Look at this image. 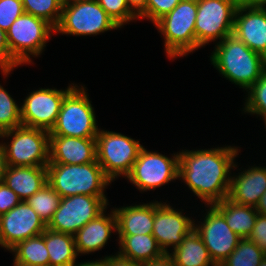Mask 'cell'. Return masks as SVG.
<instances>
[{"instance_id": "cell-1", "label": "cell", "mask_w": 266, "mask_h": 266, "mask_svg": "<svg viewBox=\"0 0 266 266\" xmlns=\"http://www.w3.org/2000/svg\"><path fill=\"white\" fill-rule=\"evenodd\" d=\"M238 147H218L179 152L178 178L206 205H213L228 197L231 169Z\"/></svg>"}, {"instance_id": "cell-2", "label": "cell", "mask_w": 266, "mask_h": 266, "mask_svg": "<svg viewBox=\"0 0 266 266\" xmlns=\"http://www.w3.org/2000/svg\"><path fill=\"white\" fill-rule=\"evenodd\" d=\"M212 65L233 84L248 90L266 70V59L230 34L215 45Z\"/></svg>"}, {"instance_id": "cell-3", "label": "cell", "mask_w": 266, "mask_h": 266, "mask_svg": "<svg viewBox=\"0 0 266 266\" xmlns=\"http://www.w3.org/2000/svg\"><path fill=\"white\" fill-rule=\"evenodd\" d=\"M47 183L60 195L106 196L105 188L112 182L97 161L86 164L47 165Z\"/></svg>"}, {"instance_id": "cell-4", "label": "cell", "mask_w": 266, "mask_h": 266, "mask_svg": "<svg viewBox=\"0 0 266 266\" xmlns=\"http://www.w3.org/2000/svg\"><path fill=\"white\" fill-rule=\"evenodd\" d=\"M197 0H182L154 25L164 36V48L170 59L186 56L197 50L195 21Z\"/></svg>"}, {"instance_id": "cell-5", "label": "cell", "mask_w": 266, "mask_h": 266, "mask_svg": "<svg viewBox=\"0 0 266 266\" xmlns=\"http://www.w3.org/2000/svg\"><path fill=\"white\" fill-rule=\"evenodd\" d=\"M52 32L55 33V28L41 18L25 12L18 17L6 32L10 70L18 65L32 63L30 55H41Z\"/></svg>"}, {"instance_id": "cell-6", "label": "cell", "mask_w": 266, "mask_h": 266, "mask_svg": "<svg viewBox=\"0 0 266 266\" xmlns=\"http://www.w3.org/2000/svg\"><path fill=\"white\" fill-rule=\"evenodd\" d=\"M9 137L10 143H0L7 166L34 167L49 164L48 131L21 125L0 133V138Z\"/></svg>"}, {"instance_id": "cell-7", "label": "cell", "mask_w": 266, "mask_h": 266, "mask_svg": "<svg viewBox=\"0 0 266 266\" xmlns=\"http://www.w3.org/2000/svg\"><path fill=\"white\" fill-rule=\"evenodd\" d=\"M85 88L75 85L64 97L50 136L96 138L99 128Z\"/></svg>"}, {"instance_id": "cell-8", "label": "cell", "mask_w": 266, "mask_h": 266, "mask_svg": "<svg viewBox=\"0 0 266 266\" xmlns=\"http://www.w3.org/2000/svg\"><path fill=\"white\" fill-rule=\"evenodd\" d=\"M143 146L139 141L113 131L99 130L96 136L97 162L114 181L127 177Z\"/></svg>"}, {"instance_id": "cell-9", "label": "cell", "mask_w": 266, "mask_h": 266, "mask_svg": "<svg viewBox=\"0 0 266 266\" xmlns=\"http://www.w3.org/2000/svg\"><path fill=\"white\" fill-rule=\"evenodd\" d=\"M118 28L97 0H81L63 5L55 33L90 36Z\"/></svg>"}, {"instance_id": "cell-10", "label": "cell", "mask_w": 266, "mask_h": 266, "mask_svg": "<svg viewBox=\"0 0 266 266\" xmlns=\"http://www.w3.org/2000/svg\"><path fill=\"white\" fill-rule=\"evenodd\" d=\"M241 0H197L195 32L197 49L233 33L234 17Z\"/></svg>"}, {"instance_id": "cell-11", "label": "cell", "mask_w": 266, "mask_h": 266, "mask_svg": "<svg viewBox=\"0 0 266 266\" xmlns=\"http://www.w3.org/2000/svg\"><path fill=\"white\" fill-rule=\"evenodd\" d=\"M107 205L106 196L79 194L61 197L59 207L47 224V228L74 235L89 221L107 209Z\"/></svg>"}, {"instance_id": "cell-12", "label": "cell", "mask_w": 266, "mask_h": 266, "mask_svg": "<svg viewBox=\"0 0 266 266\" xmlns=\"http://www.w3.org/2000/svg\"><path fill=\"white\" fill-rule=\"evenodd\" d=\"M169 158L157 152L141 148L132 170L126 177L140 191L159 188L178 179L179 153Z\"/></svg>"}, {"instance_id": "cell-13", "label": "cell", "mask_w": 266, "mask_h": 266, "mask_svg": "<svg viewBox=\"0 0 266 266\" xmlns=\"http://www.w3.org/2000/svg\"><path fill=\"white\" fill-rule=\"evenodd\" d=\"M72 85L65 90L40 88L31 92L20 107L22 125L50 132L65 95L75 86Z\"/></svg>"}, {"instance_id": "cell-14", "label": "cell", "mask_w": 266, "mask_h": 266, "mask_svg": "<svg viewBox=\"0 0 266 266\" xmlns=\"http://www.w3.org/2000/svg\"><path fill=\"white\" fill-rule=\"evenodd\" d=\"M207 213L201 224H195L194 229L207 247L209 255L216 266L235 250L241 237L227 225L224 216L213 206H206Z\"/></svg>"}, {"instance_id": "cell-15", "label": "cell", "mask_w": 266, "mask_h": 266, "mask_svg": "<svg viewBox=\"0 0 266 266\" xmlns=\"http://www.w3.org/2000/svg\"><path fill=\"white\" fill-rule=\"evenodd\" d=\"M47 225L26 202L0 215V245L8 251L18 242L41 235Z\"/></svg>"}, {"instance_id": "cell-16", "label": "cell", "mask_w": 266, "mask_h": 266, "mask_svg": "<svg viewBox=\"0 0 266 266\" xmlns=\"http://www.w3.org/2000/svg\"><path fill=\"white\" fill-rule=\"evenodd\" d=\"M266 5L241 2L235 12L233 35L266 59Z\"/></svg>"}, {"instance_id": "cell-17", "label": "cell", "mask_w": 266, "mask_h": 266, "mask_svg": "<svg viewBox=\"0 0 266 266\" xmlns=\"http://www.w3.org/2000/svg\"><path fill=\"white\" fill-rule=\"evenodd\" d=\"M170 204L154 202V223L152 235L165 254L182 243L183 238L194 229V220L184 216Z\"/></svg>"}, {"instance_id": "cell-18", "label": "cell", "mask_w": 266, "mask_h": 266, "mask_svg": "<svg viewBox=\"0 0 266 266\" xmlns=\"http://www.w3.org/2000/svg\"><path fill=\"white\" fill-rule=\"evenodd\" d=\"M97 161L96 138L50 136L49 163L86 164Z\"/></svg>"}, {"instance_id": "cell-19", "label": "cell", "mask_w": 266, "mask_h": 266, "mask_svg": "<svg viewBox=\"0 0 266 266\" xmlns=\"http://www.w3.org/2000/svg\"><path fill=\"white\" fill-rule=\"evenodd\" d=\"M266 191V167L253 166L231 176L228 199L232 202L255 207Z\"/></svg>"}, {"instance_id": "cell-20", "label": "cell", "mask_w": 266, "mask_h": 266, "mask_svg": "<svg viewBox=\"0 0 266 266\" xmlns=\"http://www.w3.org/2000/svg\"><path fill=\"white\" fill-rule=\"evenodd\" d=\"M104 213L106 209L74 234L78 255L102 250L112 231H117L114 211L112 210L108 215Z\"/></svg>"}, {"instance_id": "cell-21", "label": "cell", "mask_w": 266, "mask_h": 266, "mask_svg": "<svg viewBox=\"0 0 266 266\" xmlns=\"http://www.w3.org/2000/svg\"><path fill=\"white\" fill-rule=\"evenodd\" d=\"M118 235L152 234L154 201L150 203L113 209Z\"/></svg>"}, {"instance_id": "cell-22", "label": "cell", "mask_w": 266, "mask_h": 266, "mask_svg": "<svg viewBox=\"0 0 266 266\" xmlns=\"http://www.w3.org/2000/svg\"><path fill=\"white\" fill-rule=\"evenodd\" d=\"M46 167L7 166L4 183L25 201L47 184Z\"/></svg>"}, {"instance_id": "cell-23", "label": "cell", "mask_w": 266, "mask_h": 266, "mask_svg": "<svg viewBox=\"0 0 266 266\" xmlns=\"http://www.w3.org/2000/svg\"><path fill=\"white\" fill-rule=\"evenodd\" d=\"M168 253L175 266H216L212 261L207 247L195 229L191 230L182 243Z\"/></svg>"}, {"instance_id": "cell-24", "label": "cell", "mask_w": 266, "mask_h": 266, "mask_svg": "<svg viewBox=\"0 0 266 266\" xmlns=\"http://www.w3.org/2000/svg\"><path fill=\"white\" fill-rule=\"evenodd\" d=\"M118 237L120 251L117 253L130 260L146 263L165 254L152 234L119 235Z\"/></svg>"}, {"instance_id": "cell-25", "label": "cell", "mask_w": 266, "mask_h": 266, "mask_svg": "<svg viewBox=\"0 0 266 266\" xmlns=\"http://www.w3.org/2000/svg\"><path fill=\"white\" fill-rule=\"evenodd\" d=\"M224 216L227 225L241 238H248L258 215L255 207L241 205L228 198L213 204Z\"/></svg>"}, {"instance_id": "cell-26", "label": "cell", "mask_w": 266, "mask_h": 266, "mask_svg": "<svg viewBox=\"0 0 266 266\" xmlns=\"http://www.w3.org/2000/svg\"><path fill=\"white\" fill-rule=\"evenodd\" d=\"M49 254V266H73L78 256L74 235L46 228L42 233Z\"/></svg>"}, {"instance_id": "cell-27", "label": "cell", "mask_w": 266, "mask_h": 266, "mask_svg": "<svg viewBox=\"0 0 266 266\" xmlns=\"http://www.w3.org/2000/svg\"><path fill=\"white\" fill-rule=\"evenodd\" d=\"M9 251L15 254V261L34 266H49V254L42 234L18 242Z\"/></svg>"}, {"instance_id": "cell-28", "label": "cell", "mask_w": 266, "mask_h": 266, "mask_svg": "<svg viewBox=\"0 0 266 266\" xmlns=\"http://www.w3.org/2000/svg\"><path fill=\"white\" fill-rule=\"evenodd\" d=\"M265 257V251L248 238H241L235 250L220 266H258Z\"/></svg>"}, {"instance_id": "cell-29", "label": "cell", "mask_w": 266, "mask_h": 266, "mask_svg": "<svg viewBox=\"0 0 266 266\" xmlns=\"http://www.w3.org/2000/svg\"><path fill=\"white\" fill-rule=\"evenodd\" d=\"M60 195L47 183L25 200L47 225L60 204Z\"/></svg>"}, {"instance_id": "cell-30", "label": "cell", "mask_w": 266, "mask_h": 266, "mask_svg": "<svg viewBox=\"0 0 266 266\" xmlns=\"http://www.w3.org/2000/svg\"><path fill=\"white\" fill-rule=\"evenodd\" d=\"M25 13L41 18L56 28L60 22L61 0H21Z\"/></svg>"}, {"instance_id": "cell-31", "label": "cell", "mask_w": 266, "mask_h": 266, "mask_svg": "<svg viewBox=\"0 0 266 266\" xmlns=\"http://www.w3.org/2000/svg\"><path fill=\"white\" fill-rule=\"evenodd\" d=\"M22 125L21 109L0 85V133Z\"/></svg>"}, {"instance_id": "cell-32", "label": "cell", "mask_w": 266, "mask_h": 266, "mask_svg": "<svg viewBox=\"0 0 266 266\" xmlns=\"http://www.w3.org/2000/svg\"><path fill=\"white\" fill-rule=\"evenodd\" d=\"M244 113L256 114L263 119L266 118V70L261 77L248 90Z\"/></svg>"}, {"instance_id": "cell-33", "label": "cell", "mask_w": 266, "mask_h": 266, "mask_svg": "<svg viewBox=\"0 0 266 266\" xmlns=\"http://www.w3.org/2000/svg\"><path fill=\"white\" fill-rule=\"evenodd\" d=\"M97 2L120 28L138 19V16L130 9L127 0H97Z\"/></svg>"}, {"instance_id": "cell-34", "label": "cell", "mask_w": 266, "mask_h": 266, "mask_svg": "<svg viewBox=\"0 0 266 266\" xmlns=\"http://www.w3.org/2000/svg\"><path fill=\"white\" fill-rule=\"evenodd\" d=\"M182 0H148L147 8L138 18L148 19L155 24L166 14L170 13Z\"/></svg>"}, {"instance_id": "cell-35", "label": "cell", "mask_w": 266, "mask_h": 266, "mask_svg": "<svg viewBox=\"0 0 266 266\" xmlns=\"http://www.w3.org/2000/svg\"><path fill=\"white\" fill-rule=\"evenodd\" d=\"M23 13L21 0H0V28L7 32Z\"/></svg>"}, {"instance_id": "cell-36", "label": "cell", "mask_w": 266, "mask_h": 266, "mask_svg": "<svg viewBox=\"0 0 266 266\" xmlns=\"http://www.w3.org/2000/svg\"><path fill=\"white\" fill-rule=\"evenodd\" d=\"M22 200L4 182L0 184V215L7 213Z\"/></svg>"}, {"instance_id": "cell-37", "label": "cell", "mask_w": 266, "mask_h": 266, "mask_svg": "<svg viewBox=\"0 0 266 266\" xmlns=\"http://www.w3.org/2000/svg\"><path fill=\"white\" fill-rule=\"evenodd\" d=\"M248 239L256 243L262 250H266V216L257 215L255 225Z\"/></svg>"}, {"instance_id": "cell-38", "label": "cell", "mask_w": 266, "mask_h": 266, "mask_svg": "<svg viewBox=\"0 0 266 266\" xmlns=\"http://www.w3.org/2000/svg\"><path fill=\"white\" fill-rule=\"evenodd\" d=\"M0 69L3 75L8 76L10 70V51L6 32L0 28Z\"/></svg>"}, {"instance_id": "cell-39", "label": "cell", "mask_w": 266, "mask_h": 266, "mask_svg": "<svg viewBox=\"0 0 266 266\" xmlns=\"http://www.w3.org/2000/svg\"><path fill=\"white\" fill-rule=\"evenodd\" d=\"M108 266H144V263L130 260L117 253L108 256Z\"/></svg>"}, {"instance_id": "cell-40", "label": "cell", "mask_w": 266, "mask_h": 266, "mask_svg": "<svg viewBox=\"0 0 266 266\" xmlns=\"http://www.w3.org/2000/svg\"><path fill=\"white\" fill-rule=\"evenodd\" d=\"M144 266H175V262L169 254H164L158 259L144 263Z\"/></svg>"}, {"instance_id": "cell-41", "label": "cell", "mask_w": 266, "mask_h": 266, "mask_svg": "<svg viewBox=\"0 0 266 266\" xmlns=\"http://www.w3.org/2000/svg\"><path fill=\"white\" fill-rule=\"evenodd\" d=\"M130 9L139 16L146 8L148 0H127Z\"/></svg>"}, {"instance_id": "cell-42", "label": "cell", "mask_w": 266, "mask_h": 266, "mask_svg": "<svg viewBox=\"0 0 266 266\" xmlns=\"http://www.w3.org/2000/svg\"><path fill=\"white\" fill-rule=\"evenodd\" d=\"M73 266H108V255L104 257V259L96 260V261H88L82 262L78 265L74 264Z\"/></svg>"}, {"instance_id": "cell-43", "label": "cell", "mask_w": 266, "mask_h": 266, "mask_svg": "<svg viewBox=\"0 0 266 266\" xmlns=\"http://www.w3.org/2000/svg\"><path fill=\"white\" fill-rule=\"evenodd\" d=\"M6 168H7V163L4 154L0 149V184L4 182Z\"/></svg>"}, {"instance_id": "cell-44", "label": "cell", "mask_w": 266, "mask_h": 266, "mask_svg": "<svg viewBox=\"0 0 266 266\" xmlns=\"http://www.w3.org/2000/svg\"><path fill=\"white\" fill-rule=\"evenodd\" d=\"M256 210L258 211V214L266 216V191L263 194V196L260 198Z\"/></svg>"}, {"instance_id": "cell-45", "label": "cell", "mask_w": 266, "mask_h": 266, "mask_svg": "<svg viewBox=\"0 0 266 266\" xmlns=\"http://www.w3.org/2000/svg\"><path fill=\"white\" fill-rule=\"evenodd\" d=\"M241 2H249L255 5H266V0H241Z\"/></svg>"}, {"instance_id": "cell-46", "label": "cell", "mask_w": 266, "mask_h": 266, "mask_svg": "<svg viewBox=\"0 0 266 266\" xmlns=\"http://www.w3.org/2000/svg\"><path fill=\"white\" fill-rule=\"evenodd\" d=\"M13 266H34V265H28V264H24V263H21V262H19V261H15V260H13Z\"/></svg>"}, {"instance_id": "cell-47", "label": "cell", "mask_w": 266, "mask_h": 266, "mask_svg": "<svg viewBox=\"0 0 266 266\" xmlns=\"http://www.w3.org/2000/svg\"><path fill=\"white\" fill-rule=\"evenodd\" d=\"M76 1H81V0H61V3L63 5H66V4H69V3H72V2H76Z\"/></svg>"}, {"instance_id": "cell-48", "label": "cell", "mask_w": 266, "mask_h": 266, "mask_svg": "<svg viewBox=\"0 0 266 266\" xmlns=\"http://www.w3.org/2000/svg\"><path fill=\"white\" fill-rule=\"evenodd\" d=\"M258 266H266V257L263 258V260Z\"/></svg>"}]
</instances>
